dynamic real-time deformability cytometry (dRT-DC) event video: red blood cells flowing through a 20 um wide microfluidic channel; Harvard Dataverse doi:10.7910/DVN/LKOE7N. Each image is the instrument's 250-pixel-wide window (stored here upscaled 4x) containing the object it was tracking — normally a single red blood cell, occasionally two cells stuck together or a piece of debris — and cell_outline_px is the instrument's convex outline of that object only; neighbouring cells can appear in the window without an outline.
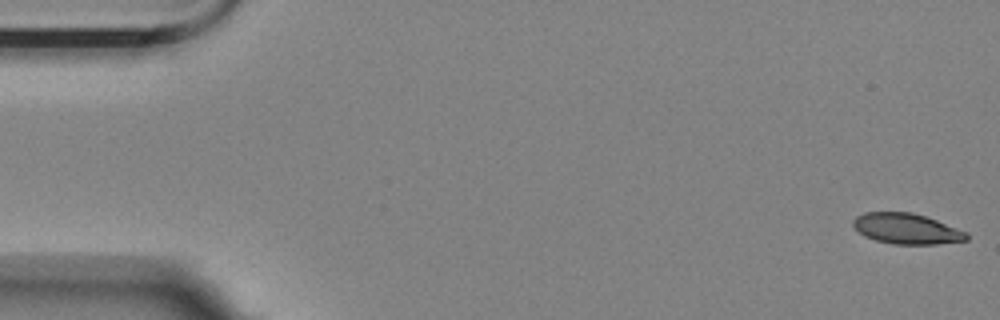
{"species": "Egyptian fruit bat (a non-hibernating species)", "species_latin": "Rousettus aegyptiacus", "temperature_condition": "room temperature", "stored_images_in_passage": 56, "camera_frame_rate_fps": 3000, "um_per_image_px": 0.085, "animal": {"sex": "female"}, "frame": {"image": 1, "passage_image": 1, "time_ms": 0.0, "image_size_px": [1000, 320], "cell_outline_px": [[968, 240], [936, 244], [892, 244], [876, 240], [864, 236], [852, 224], [852, 220], [856, 216], [864, 212], [912, 212], [936, 220], [968, 232]], "centroid_in_image_um": [77.05, 19.44], "position_along_channel_um": 7.9, "area_um2": 20.17}}
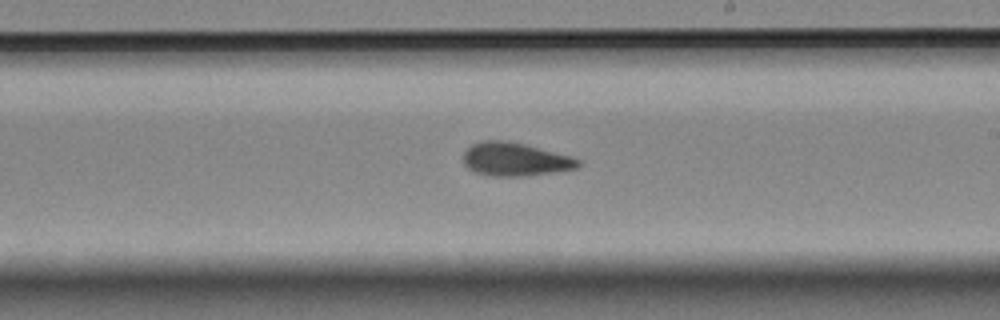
{"frame": {"image": 2, "passage_image": 32, "time_ms": 10.333, "image_size_px": [1000, 320], "cell_outline_px": [[584, 164], [576, 168], [552, 172], [524, 176], [488, 176], [476, 172], [468, 168], [464, 164], [464, 152], [472, 144], [480, 140], [508, 140], [572, 156], [580, 160]], "centroid_in_image_um": [43.79, 13.53], "position_along_channel_um": 245.2, "area_um2": 22.43}}
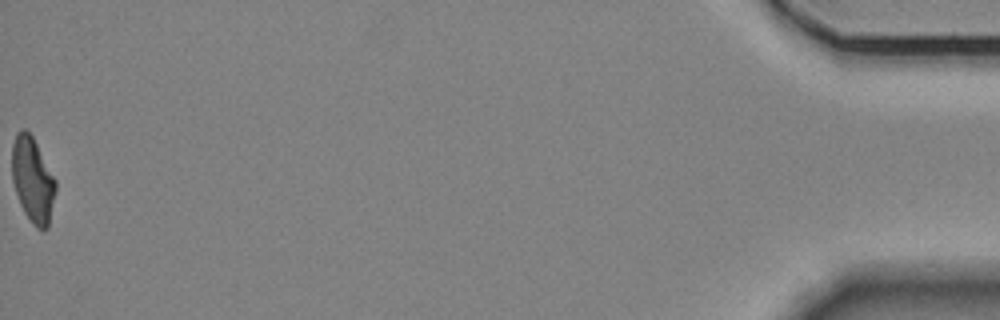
{"frame": {"image": 3, "passage_image": 56, "time_ms": 18.333, "image_size_px": [1000, 320], "cell_outline_px": [[56, 192], [48, 228], [36, 228], [32, 224], [24, 212], [20, 204], [12, 180], [12, 144], [16, 132], [20, 128], [24, 128], [32, 136], [56, 180]], "centroid_in_image_um": [2.77, 15.28], "position_along_channel_um": 432.4, "area_um2": 21.68}, "authors_computed_cell_mechanics": {"area_um2": 21.9351, "velocity_mm_per_s": 3.5711, "shape_relaxation_time_tau1_ms": 7.0997, "shape_relaxation_time_tau2_ms": 1.8491, "deformation_change_tau1": 0.2045, "deformation_change_tau2": 0.0776}}